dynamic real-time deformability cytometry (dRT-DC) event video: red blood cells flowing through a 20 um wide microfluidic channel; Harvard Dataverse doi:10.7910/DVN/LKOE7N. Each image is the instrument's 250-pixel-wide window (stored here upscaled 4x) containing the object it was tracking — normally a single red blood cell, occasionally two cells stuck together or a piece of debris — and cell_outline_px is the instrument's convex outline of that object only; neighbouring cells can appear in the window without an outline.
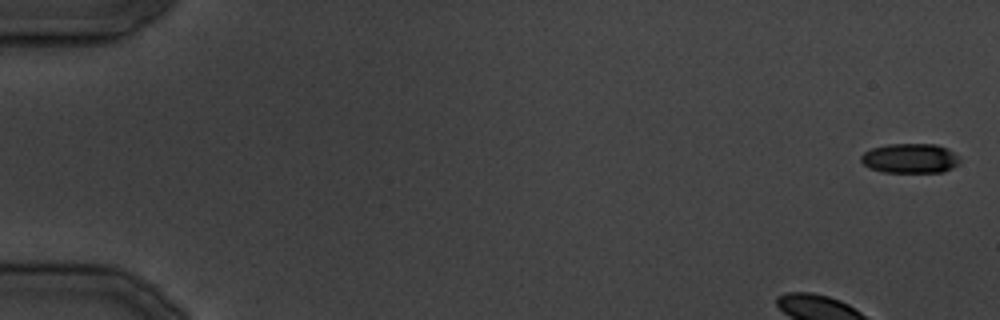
{"species": "common noctule bat (a hibernating species)", "species_latin": "Nyctalus noctula", "temperature_condition": "cold", "stored_images_in_passage": 13, "camera_frame_rate_fps": 3000, "um_per_image_px": 0.085, "animal": {"sex": "male", "body_mass_g": 19.5, "forearm_length_mm": 54.6}, "frame": {"image": 1, "passage_image": 1, "time_ms": 0.0, "image_size_px": [1000, 320], "cell_outline_px": [[960, 160], [952, 168], [944, 172], [884, 172], [868, 168], [860, 160], [860, 156], [864, 152], [872, 148], [888, 144], [936, 144], [952, 152]], "centroid_in_image_um": [77.3, 13.46], "position_along_channel_um": 7.7, "area_um2": 16.94}}